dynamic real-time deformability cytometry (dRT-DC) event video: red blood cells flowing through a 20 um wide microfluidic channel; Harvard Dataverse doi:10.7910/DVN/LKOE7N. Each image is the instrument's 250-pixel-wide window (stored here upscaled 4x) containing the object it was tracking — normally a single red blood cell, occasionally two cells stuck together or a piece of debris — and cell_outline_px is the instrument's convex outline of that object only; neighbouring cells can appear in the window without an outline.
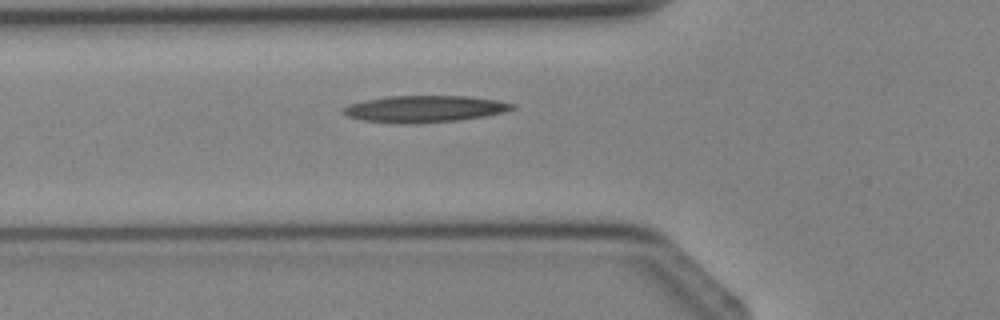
{"species": "Egyptian fruit bat (a non-hibernating species)", "species_latin": "Rousettus aegyptiacus", "temperature_condition": "cold", "stored_images_in_passage": 2, "camera_frame_rate_fps": 3000, "um_per_image_px": 0.085, "animal": {"sex": "female"}, "frame": {"image": 1, "passage_image": 2, "time_ms": 1.333, "image_size_px": [1000, 320], "cell_outline_px": [[516, 108], [504, 112], [484, 116], [460, 120], [416, 124], [396, 124], [360, 120], [348, 116], [344, 112], [344, 108], [348, 104], [388, 96], [464, 96], [496, 100], [516, 104]], "centroid_in_image_um": [36.1, 9.27], "position_along_channel_um": 89.7, "area_um2": 26.36}}